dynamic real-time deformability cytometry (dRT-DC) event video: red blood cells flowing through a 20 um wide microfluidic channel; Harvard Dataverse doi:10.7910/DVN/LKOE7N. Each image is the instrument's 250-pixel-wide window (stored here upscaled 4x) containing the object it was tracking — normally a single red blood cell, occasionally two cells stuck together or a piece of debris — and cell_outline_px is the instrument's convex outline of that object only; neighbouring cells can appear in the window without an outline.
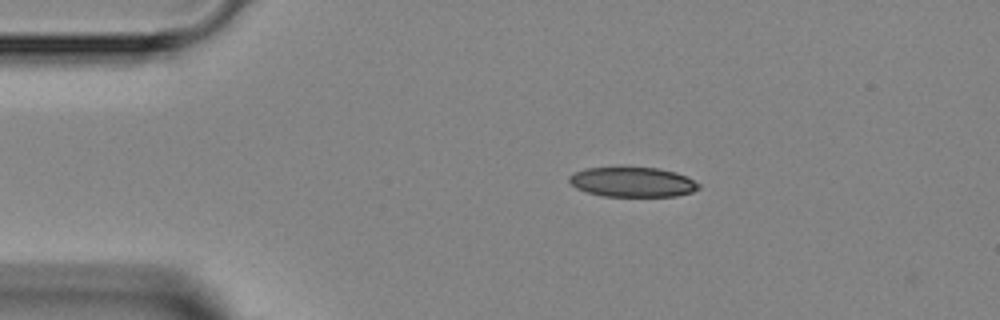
{"species": "Egyptian fruit bat (a non-hibernating species)", "species_latin": "Rousettus aegyptiacus", "temperature_condition": "room temperature", "stored_images_in_passage": 2, "camera_frame_rate_fps": 3000, "um_per_image_px": 0.085, "animal": {"sex": "female"}, "frame": {"image": 1, "passage_image": 1, "time_ms": 0.0, "image_size_px": [1000, 320], "cell_outline_px": [[700, 188], [692, 192], [676, 196], [604, 196], [588, 192], [576, 188], [568, 180], [568, 176], [576, 172], [588, 168], [660, 168], [676, 172], [700, 184]], "centroid_in_image_um": [53.78, 15.48], "position_along_channel_um": 31.2, "area_um2": 22.2}}